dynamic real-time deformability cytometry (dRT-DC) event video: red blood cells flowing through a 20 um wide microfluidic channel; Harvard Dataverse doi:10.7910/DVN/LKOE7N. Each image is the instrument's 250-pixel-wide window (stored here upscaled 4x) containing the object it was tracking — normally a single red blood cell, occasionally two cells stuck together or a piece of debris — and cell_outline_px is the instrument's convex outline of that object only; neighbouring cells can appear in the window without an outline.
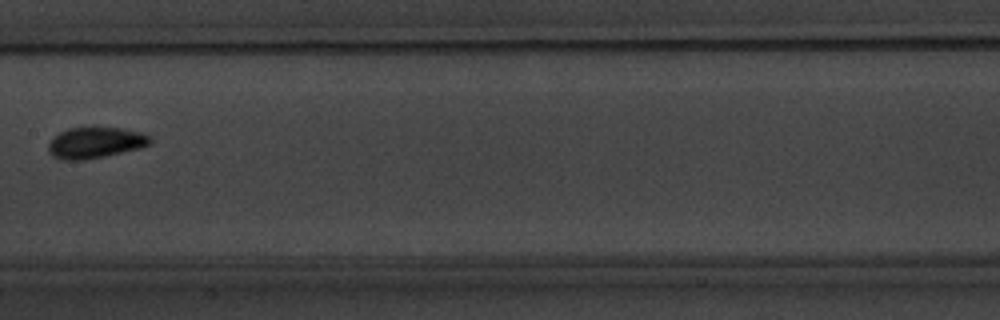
{"species": "common noctule bat (a hibernating species)", "species_latin": "Nyctalus noctula", "temperature_condition": "warm", "stored_images_in_passage": 12, "camera_frame_rate_fps": 3000, "um_per_image_px": 0.085, "animal": {"sex": "male", "body_mass_g": 20.1, "forearm_length_mm": 53.5}, "frame": {"image": 1, "passage_image": 9, "time_ms": 10.333, "image_size_px": [1000, 320], "cell_outline_px": [[152, 140], [148, 144], [140, 148], [104, 156], [84, 160], [60, 160], [52, 156], [48, 152], [48, 144], [60, 132], [68, 128], [120, 128], [140, 132], [148, 136]], "centroid_in_image_um": [8.06, 12.14], "position_along_channel_um": 199.3, "area_um2": 18.15}}